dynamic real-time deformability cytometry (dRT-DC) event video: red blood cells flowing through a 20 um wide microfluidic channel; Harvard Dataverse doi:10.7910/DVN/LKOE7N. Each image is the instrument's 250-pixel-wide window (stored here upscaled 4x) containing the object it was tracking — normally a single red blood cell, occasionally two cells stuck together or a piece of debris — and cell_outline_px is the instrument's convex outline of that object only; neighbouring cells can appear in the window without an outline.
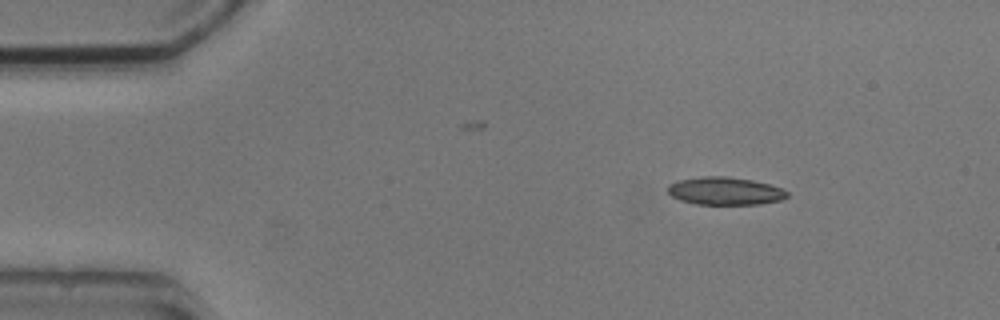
{"species": "common noctule bat (a hibernating species)", "species_latin": "Nyctalus noctula", "temperature_condition": "cold", "stored_images_in_passage": 4, "camera_frame_rate_fps": 3000, "um_per_image_px": 0.085, "animal": {"sex": "male", "body_mass_g": 20.5, "forearm_length_mm": 52.5}, "frame": {"image": 1, "passage_image": 1, "time_ms": 0.0, "image_size_px": [1000, 320], "cell_outline_px": [[788, 196], [780, 200], [760, 204], [696, 204], [680, 200], [672, 196], [668, 192], [668, 184], [676, 180], [704, 176], [724, 176], [752, 180], [768, 184], [780, 188], [788, 192]], "centroid_in_image_um": [61.59, 16.23], "position_along_channel_um": 23.4, "area_um2": 19.25}}
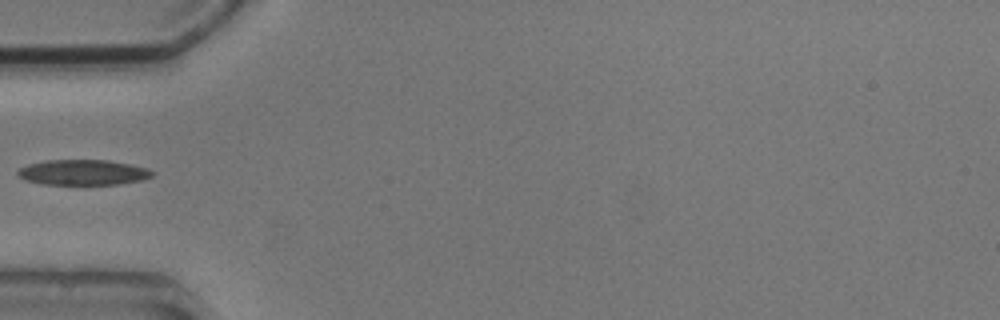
{"frame": {"image": 2, "passage_image": 3, "time_ms": 3.333, "image_size_px": [1000, 320], "cell_outline_px": [[156, 172], [152, 176], [144, 180], [116, 184], [44, 184], [24, 180], [16, 172], [20, 168], [28, 164], [44, 160], [108, 160], [148, 168]], "centroid_in_image_um": [7.07, 14.65], "position_along_channel_um": 77.9, "area_um2": 19.88}}